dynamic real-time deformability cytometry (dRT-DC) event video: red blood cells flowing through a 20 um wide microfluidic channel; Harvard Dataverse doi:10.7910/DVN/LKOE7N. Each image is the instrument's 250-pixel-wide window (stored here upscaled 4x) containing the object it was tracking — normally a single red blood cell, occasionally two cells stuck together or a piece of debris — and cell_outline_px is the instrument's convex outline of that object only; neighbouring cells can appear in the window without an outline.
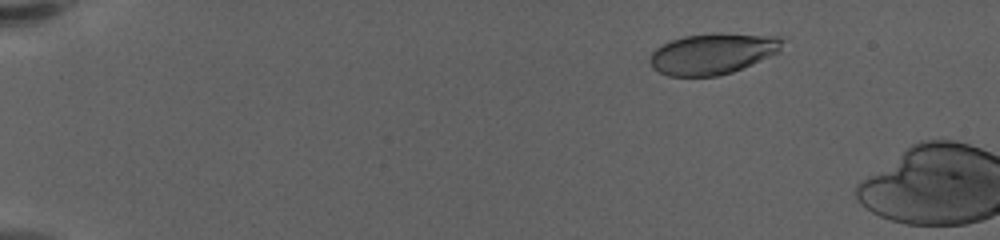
{"species": "human", "species_latin": "Homo sapiens", "temperature_condition": "warm", "stored_images_in_passage": 13, "camera_frame_rate_fps": 3000, "um_per_image_px": 0.085, "donor": {"sex": "female"}, "frame": {"image": 1, "passage_image": 10, "time_ms": 3.0, "image_size_px": [1000, 240], "cell_outline_px": [[784, 36], [780, 52], [752, 64], [732, 72], [716, 76], [668, 76], [652, 68], [648, 60], [652, 52], [660, 44], [684, 36], [716, 32], [720, 32]], "centroid_in_image_um": [60.59, 4.54], "position_along_channel_um": 24.4, "area_um2": 32.08}}